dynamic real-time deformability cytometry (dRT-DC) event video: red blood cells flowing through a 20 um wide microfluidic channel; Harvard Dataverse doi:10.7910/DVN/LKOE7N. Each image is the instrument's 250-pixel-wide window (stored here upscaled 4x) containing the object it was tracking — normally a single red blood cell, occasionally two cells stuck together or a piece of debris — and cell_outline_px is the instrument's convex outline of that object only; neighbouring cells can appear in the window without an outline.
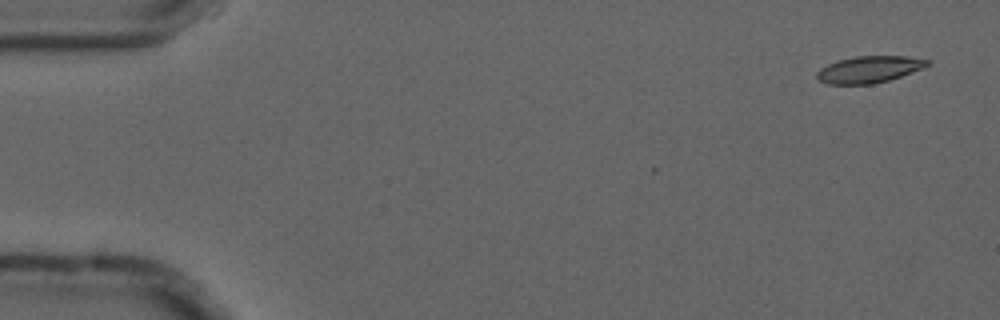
{"species": "common noctule bat (a hibernating species)", "species_latin": "Nyctalus noctula", "temperature_condition": "cold", "stored_images_in_passage": 4, "camera_frame_rate_fps": 3000, "um_per_image_px": 0.085, "animal": {"sex": "male", "forearm_length_mm": 52.5}, "frame": {"image": 1, "passage_image": 1, "time_ms": 0.0, "image_size_px": [1000, 320], "cell_outline_px": [[932, 64], [924, 68], [888, 80], [872, 84], [828, 84], [820, 80], [816, 76], [816, 72], [820, 68], [828, 64], [840, 60], [856, 56], [908, 56], [932, 60]], "centroid_in_image_um": [73.93, 5.89], "position_along_channel_um": 11.1, "area_um2": 17.22}}
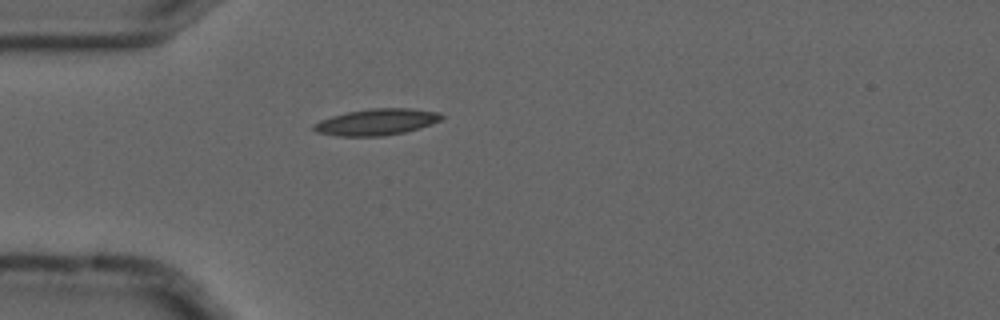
{"frame": {"image": 2, "passage_image": 4, "time_ms": 1.0, "image_size_px": [1000, 320], "cell_outline_px": [[444, 116], [440, 120], [432, 124], [420, 128], [404, 132], [384, 136], [336, 136], [316, 132], [312, 128], [312, 124], [320, 120], [332, 116], [348, 112], [368, 108], [408, 108], [440, 112]], "centroid_in_image_um": [32.0, 10.37], "position_along_channel_um": 53.0, "area_um2": 19.77}}